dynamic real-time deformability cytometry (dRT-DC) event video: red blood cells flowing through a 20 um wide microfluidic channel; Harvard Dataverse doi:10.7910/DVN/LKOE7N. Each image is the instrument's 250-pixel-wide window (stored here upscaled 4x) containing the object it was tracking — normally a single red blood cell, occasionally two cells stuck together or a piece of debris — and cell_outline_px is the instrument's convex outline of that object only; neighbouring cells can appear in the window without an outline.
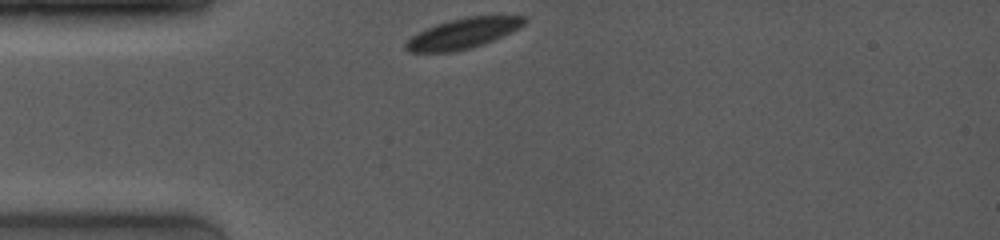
{"species": "common noctule bat (a hibernating species)", "species_latin": "Nyctalus noctula", "temperature_condition": "room temperature", "stored_images_in_passage": 42, "camera_frame_rate_fps": 4000, "um_per_image_px": 0.085, "animal": {"sex": "female", "body_mass_g": 19.0, "forearm_length_mm": 53.3}, "frame": {"image": 1, "passage_image": 1, "time_ms": 0.0, "image_size_px": [1000, 240], "cell_outline_px": [[528, 20], [520, 28], [512, 32], [484, 44], [456, 52], [408, 52], [404, 48], [404, 44], [412, 36], [436, 24], [448, 20], [468, 16], [524, 16]], "centroid_in_image_um": [39.37, 2.84], "position_along_channel_um": 45.6, "area_um2": 20.98}}
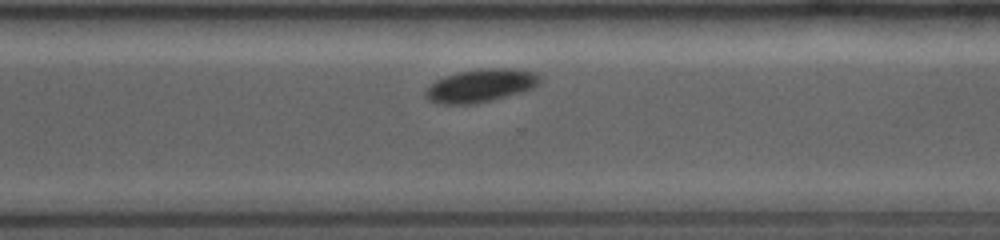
{"frame": {"image": 2, "passage_image": 32, "time_ms": 7.75, "image_size_px": [1000, 240], "cell_outline_px": [[540, 80], [532, 88], [520, 92], [492, 100], [476, 104], [436, 104], [428, 100], [424, 96], [424, 92], [436, 80], [460, 72], [484, 68], [512, 68], [536, 72], [540, 76]], "centroid_in_image_um": [40.84, 7.29], "position_along_channel_um": 329.8, "area_um2": 21.85}}
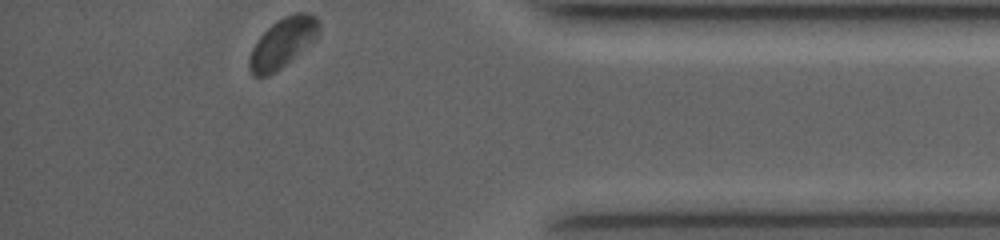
{"frame": {"image": 3, "passage_image": 42, "time_ms": 10.25, "image_size_px": [1000, 240], "cell_outline_px": [[320, 32], [316, 40], [276, 72], [268, 76], [256, 76], [248, 68], [248, 56], [256, 40], [272, 24], [284, 16], [296, 12], [308, 12], [316, 16], [320, 20]], "centroid_in_image_um": [24.06, 3.62], "position_along_channel_um": 411.1, "area_um2": 20.46}, "authors_computed_cell_mechanics": {"area_um2": 22.5709, "velocity_mm_per_s": 3.896, "shape_relaxation_time_tau1_ms": 2.2224, "shape_relaxation_time_tau2_ms": null, "deformation_change_tau1": 0.0377, "deformation_change_tau2": null}}